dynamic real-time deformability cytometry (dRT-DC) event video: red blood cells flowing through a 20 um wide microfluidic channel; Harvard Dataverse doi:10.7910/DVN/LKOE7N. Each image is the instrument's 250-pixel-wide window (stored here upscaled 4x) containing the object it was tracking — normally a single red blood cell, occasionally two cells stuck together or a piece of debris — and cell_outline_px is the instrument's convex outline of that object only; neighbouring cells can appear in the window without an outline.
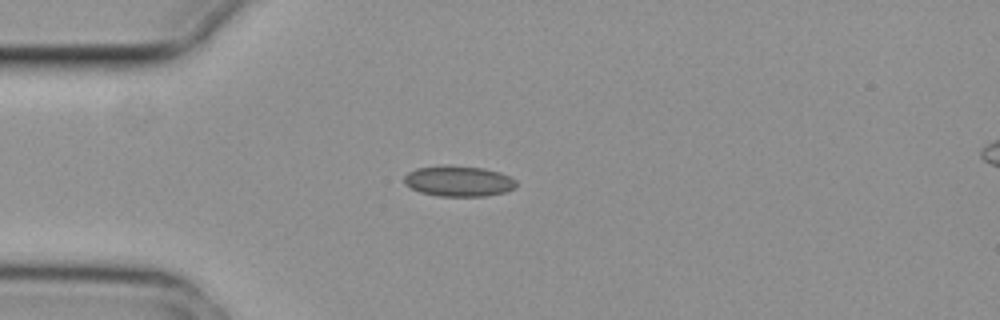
{"species": "common noctule bat (a hibernating species)", "species_latin": "Nyctalus noctula", "temperature_condition": "cold", "stored_images_in_passage": 5, "camera_frame_rate_fps": 3000, "um_per_image_px": 0.085, "animal": {"sex": "female", "body_mass_g": 29.2, "forearm_length_mm": 56.3}, "frame": {"image": 1, "passage_image": 5, "time_ms": 1.333, "image_size_px": [1000, 320], "cell_outline_px": [[516, 188], [504, 192], [488, 196], [440, 196], [420, 192], [404, 184], [404, 176], [408, 172], [416, 168], [484, 168], [500, 172], [516, 180]], "centroid_in_image_um": [39.02, 15.44], "position_along_channel_um": 46.0, "area_um2": 19.25}}